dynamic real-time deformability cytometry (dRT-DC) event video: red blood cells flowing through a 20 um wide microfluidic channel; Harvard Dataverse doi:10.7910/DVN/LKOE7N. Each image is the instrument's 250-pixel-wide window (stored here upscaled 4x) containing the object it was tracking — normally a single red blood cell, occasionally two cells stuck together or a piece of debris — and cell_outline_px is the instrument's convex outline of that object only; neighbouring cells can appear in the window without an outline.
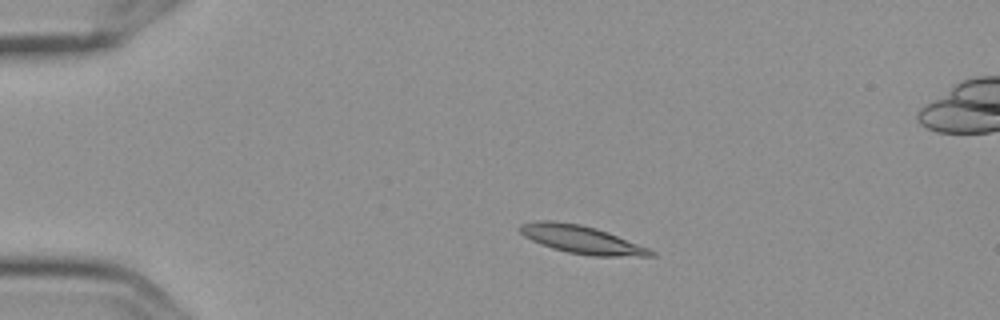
{"species": "Egyptian fruit bat (a non-hibernating species)", "species_latin": "Rousettus aegyptiacus", "temperature_condition": "cold", "stored_images_in_passage": 14, "camera_frame_rate_fps": 3000, "um_per_image_px": 0.085, "frame": {"image": 1, "passage_image": 1, "time_ms": 0.0, "image_size_px": [1000, 320], "cell_outline_px": [[656, 256], [592, 256], [568, 252], [552, 248], [532, 240], [524, 236], [520, 232], [520, 224], [536, 220], [556, 220], [580, 224], [596, 228], [608, 232], [648, 248], [656, 252]], "centroid_in_image_um": [49.42, 20.35], "position_along_channel_um": 35.6, "area_um2": 21.27}}
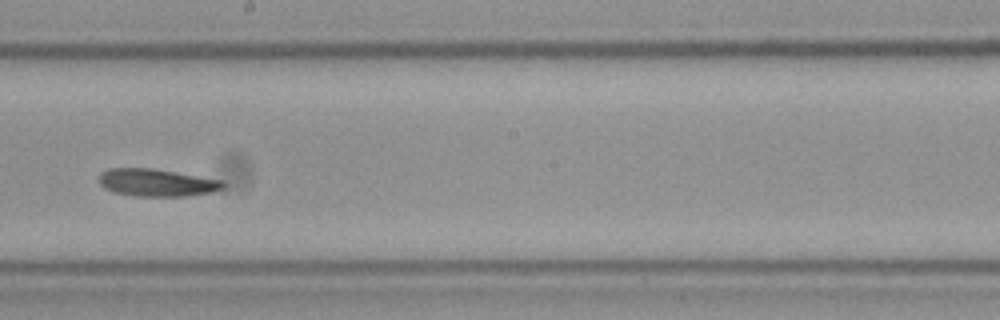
{"frame": {"image": 2, "passage_image": 7, "time_ms": 2.0, "image_size_px": [1000, 320], "cell_outline_px": [[224, 188], [212, 192], [184, 196], [136, 196], [112, 192], [104, 188], [100, 184], [100, 172], [108, 168], [152, 168], [224, 180]], "centroid_in_image_um": [13.31, 15.52], "position_along_channel_um": 234.9, "area_um2": 19.94}}
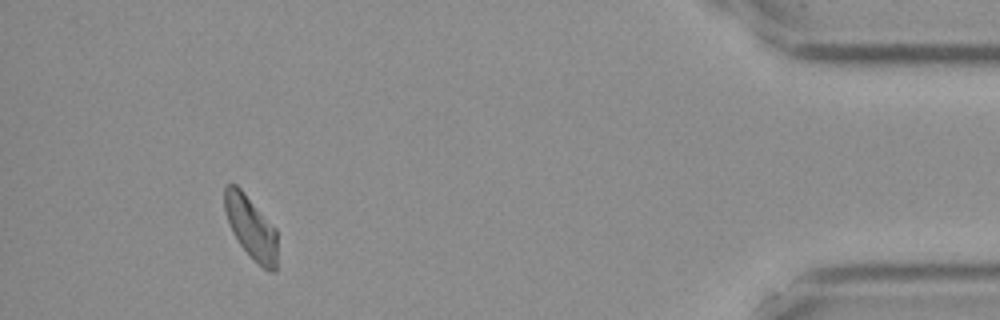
{"frame": {"image": 3, "passage_image": 12, "time_ms": 3.667, "image_size_px": [1000, 320], "cell_outline_px": [[276, 272], [268, 272], [240, 244], [232, 232], [228, 224], [224, 208], [224, 188], [228, 184], [236, 184], [240, 188], [276, 228]], "centroid_in_image_um": [21.32, 19.3], "position_along_channel_um": 413.9, "area_um2": 19.02}}